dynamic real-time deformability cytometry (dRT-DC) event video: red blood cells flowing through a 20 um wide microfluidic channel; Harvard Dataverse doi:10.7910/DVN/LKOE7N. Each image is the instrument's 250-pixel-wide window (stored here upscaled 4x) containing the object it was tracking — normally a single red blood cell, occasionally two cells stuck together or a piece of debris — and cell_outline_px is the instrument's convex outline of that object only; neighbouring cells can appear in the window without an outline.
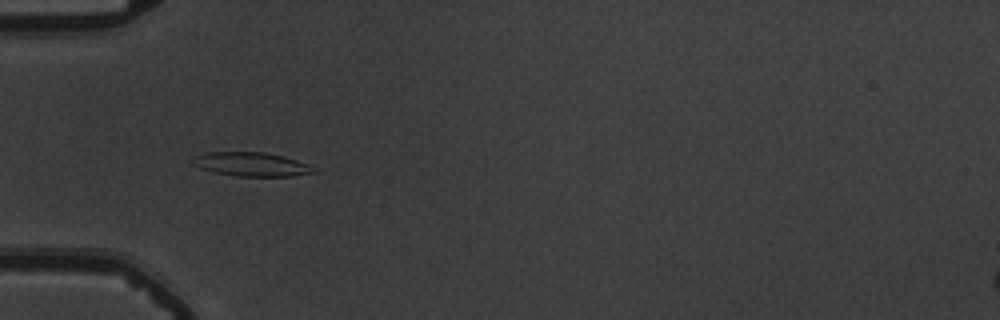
{"species": "common noctule bat (a hibernating species)", "species_latin": "Nyctalus noctula", "temperature_condition": "warm", "stored_images_in_passage": 38, "camera_frame_rate_fps": 3000, "um_per_image_px": 0.085, "animal": {"sex": "male", "body_mass_g": 19.5, "forearm_length_mm": 54.6}, "frame": {"image": 1, "passage_image": 1, "time_ms": 0.0, "image_size_px": [1000, 320], "cell_outline_px": [[320, 172], [292, 176], [236, 176], [212, 172], [200, 168], [192, 164], [188, 160], [192, 156], [204, 152], [264, 152], [284, 156], [308, 164]], "centroid_in_image_um": [21.31, 13.96], "position_along_channel_um": 63.7, "area_um2": 17.22}}
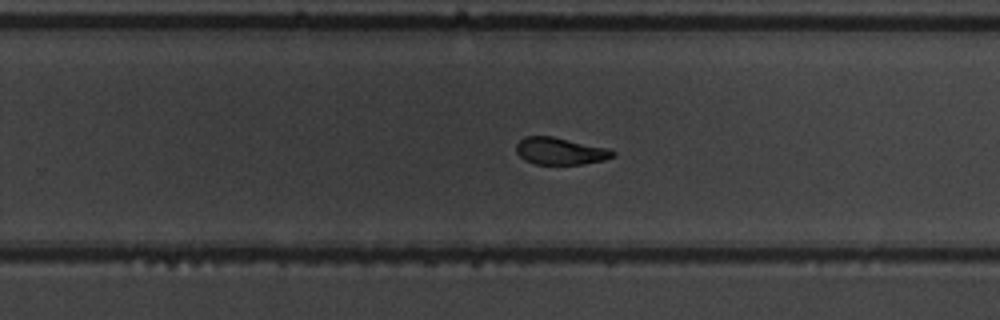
{"frame": {"image": 2, "passage_image": 19, "time_ms": 6.0, "image_size_px": [1000, 320], "cell_outline_px": [[616, 156], [604, 160], [584, 164], [536, 164], [524, 160], [516, 152], [516, 144], [524, 136], [552, 136], [608, 148], [616, 152]], "centroid_in_image_um": [47.63, 12.84], "position_along_channel_um": 282.2, "area_um2": 15.32}}
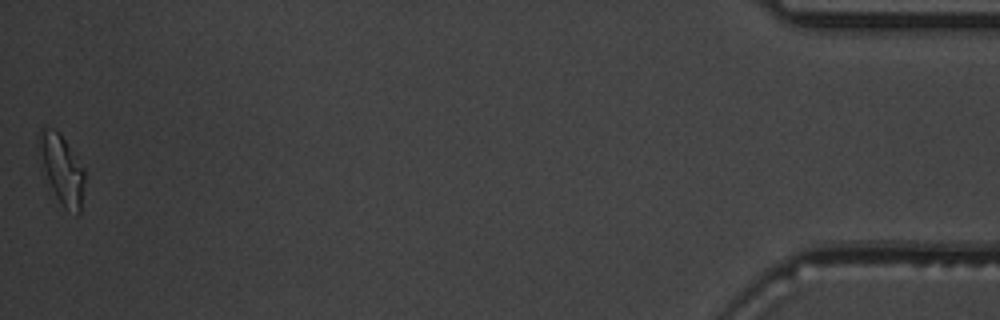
{"frame": {"image": 3, "passage_image": 38, "time_ms": 12.333, "image_size_px": [1000, 320], "cell_outline_px": [[84, 180], [80, 212], [76, 216], [64, 208], [60, 204], [48, 180], [44, 168], [40, 144], [40, 128], [44, 124], [60, 132], [84, 168]], "centroid_in_image_um": [5.3, 14.39], "position_along_channel_um": 429.9, "area_um2": 17.92}, "authors_computed_cell_mechanics": {"area_um2": 16.5597, "velocity_mm_per_s": 3.6953, "shape_relaxation_time_tau1_ms": 3.0776, "shape_relaxation_time_tau2_ms": 2.7308, "deformation_change_tau1": 0.1217, "deformation_change_tau2": 0.0873}}